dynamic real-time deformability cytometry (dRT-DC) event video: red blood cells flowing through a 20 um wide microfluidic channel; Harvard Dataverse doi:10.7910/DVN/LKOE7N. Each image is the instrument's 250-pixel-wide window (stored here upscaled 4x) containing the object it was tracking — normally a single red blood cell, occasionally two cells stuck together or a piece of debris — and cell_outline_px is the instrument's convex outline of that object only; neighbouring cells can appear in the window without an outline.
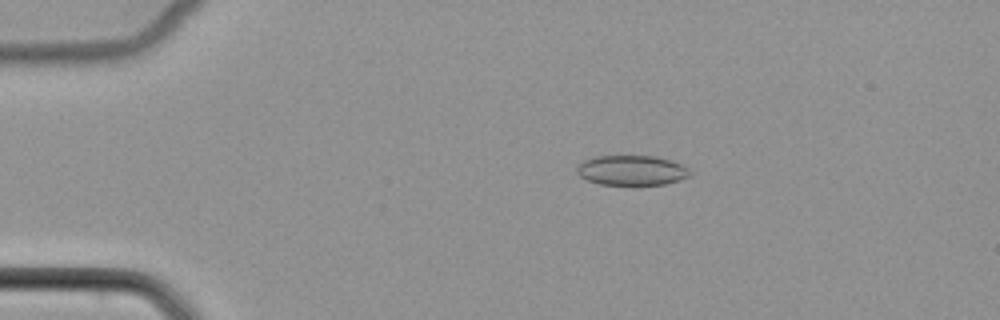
{"species": "common noctule bat (a hibernating species)", "species_latin": "Nyctalus noctula", "temperature_condition": "cold", "stored_images_in_passage": 51, "camera_frame_rate_fps": 3000, "um_per_image_px": 0.085, "animal": {"sex": "female", "body_mass_g": 22.7, "forearm_length_mm": 54.2}, "frame": {"image": 1, "passage_image": 10, "time_ms": 3.0, "image_size_px": [1000, 320], "cell_outline_px": [[692, 176], [680, 180], [664, 184], [600, 184], [588, 180], [580, 176], [576, 172], [576, 168], [584, 160], [596, 156], [656, 156], [672, 160], [688, 168], [692, 172]], "centroid_in_image_um": [53.73, 14.47], "position_along_channel_um": 31.3, "area_um2": 19.71}}
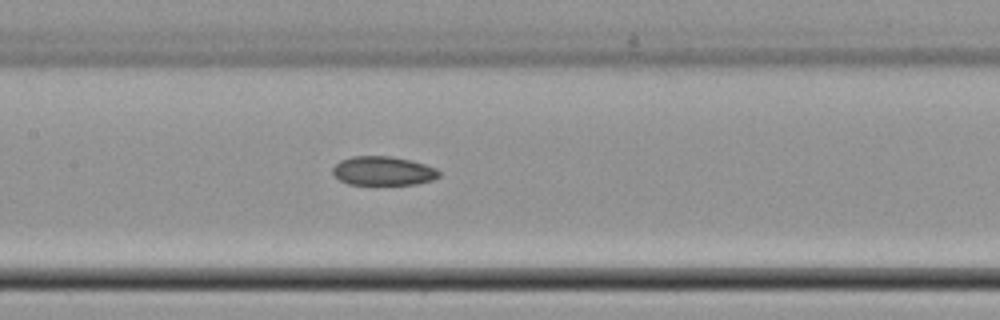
{"frame": {"image": 2, "passage_image": 25, "time_ms": 8.0, "image_size_px": [1000, 320], "cell_outline_px": [[440, 176], [432, 180], [416, 184], [348, 184], [340, 180], [332, 172], [332, 168], [340, 160], [352, 156], [392, 156], [424, 164], [436, 168], [440, 172]], "centroid_in_image_um": [32.56, 14.52], "position_along_channel_um": 174.8, "area_um2": 17.86}}
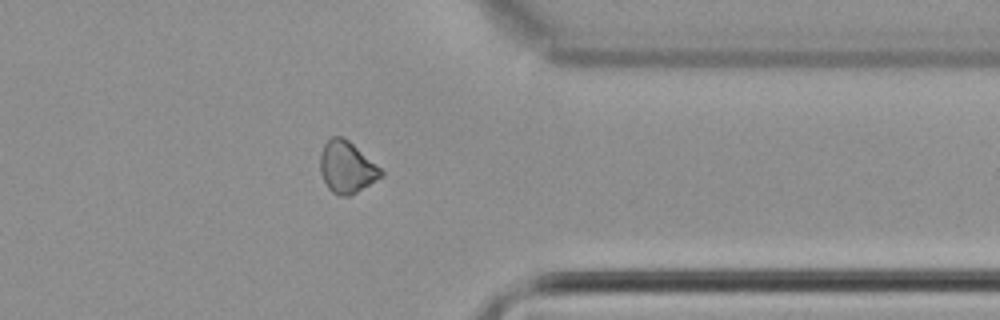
{"frame": {"image": 3, "passage_image": 41, "time_ms": 13.333, "image_size_px": [1000, 320], "cell_outline_px": [[384, 176], [356, 192], [348, 196], [340, 196], [332, 192], [328, 188], [320, 172], [320, 152], [324, 144], [332, 136], [344, 136], [380, 168], [384, 172]], "centroid_in_image_um": [29.46, 14.21], "position_along_channel_um": 381.9, "area_um2": 18.26}}